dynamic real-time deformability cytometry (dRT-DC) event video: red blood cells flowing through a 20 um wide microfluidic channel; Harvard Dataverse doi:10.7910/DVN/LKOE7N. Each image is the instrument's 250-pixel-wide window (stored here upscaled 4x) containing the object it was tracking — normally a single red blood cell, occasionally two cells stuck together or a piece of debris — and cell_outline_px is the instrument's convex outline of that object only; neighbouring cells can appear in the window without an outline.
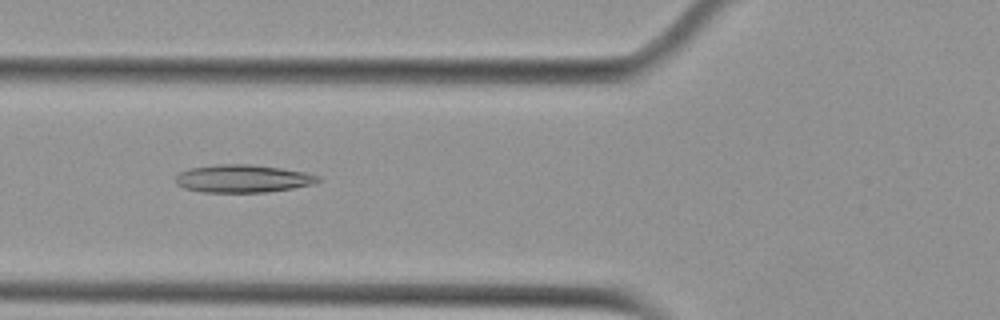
{"species": "Egyptian fruit bat (a non-hibernating species)", "species_latin": "Rousettus aegyptiacus", "temperature_condition": "cold", "stored_images_in_passage": 55, "camera_frame_rate_fps": 3000, "um_per_image_px": 0.085, "animal": {"sex": "female"}, "frame": {"image": 1, "passage_image": 21, "time_ms": 6.667, "image_size_px": [1000, 320], "cell_outline_px": [[320, 180], [316, 184], [292, 188], [264, 192], [200, 192], [184, 188], [176, 184], [176, 176], [180, 172], [188, 168], [216, 164], [248, 164], [280, 168], [304, 172], [320, 176]], "centroid_in_image_um": [20.62, 15.18], "position_along_channel_um": 105.2, "area_um2": 23.12}}
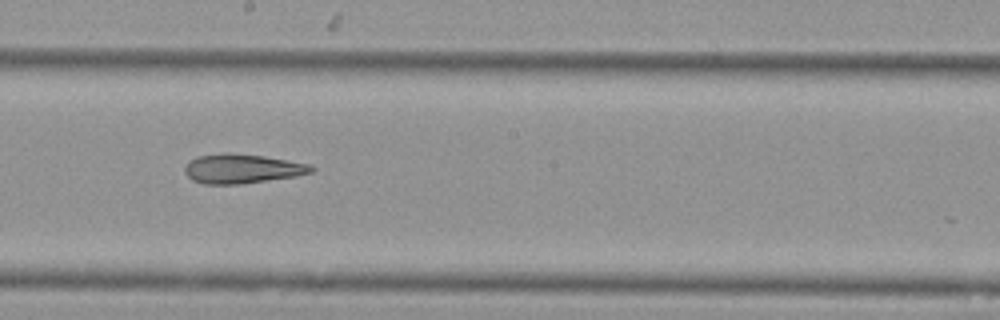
{"frame": {"image": 2, "passage_image": 31, "time_ms": 10.0, "image_size_px": [1000, 320], "cell_outline_px": [[316, 168], [312, 172], [296, 176], [240, 184], [204, 184], [192, 180], [184, 172], [184, 168], [196, 156], [224, 152], [228, 152], [264, 156], [308, 164]], "centroid_in_image_um": [20.56, 14.33], "position_along_channel_um": 227.6, "area_um2": 21.56}}
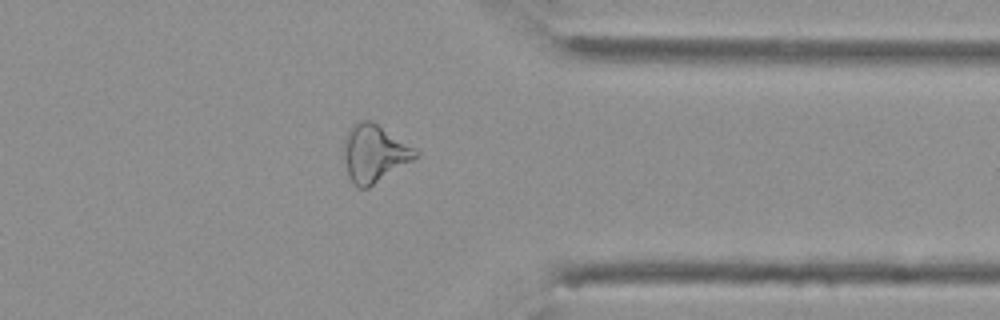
{"frame": {"image": 3, "passage_image": 44, "time_ms": 14.333, "image_size_px": [1000, 320], "cell_outline_px": [[420, 156], [368, 188], [356, 188], [352, 184], [348, 176], [344, 160], [344, 140], [348, 128], [356, 120], [372, 120], [416, 148], [420, 152]], "centroid_in_image_um": [31.81, 13.03], "position_along_channel_um": 379.6, "area_um2": 24.51}, "authors_computed_cell_mechanics": {"area_um2": 24.7962, "velocity_mm_per_s": 3.6744, "shape_relaxation_time_tau1_ms": null, "shape_relaxation_time_tau2_ms": 6.9457, "deformation_change_tau1": null, "deformation_change_tau2": 0.2156}}